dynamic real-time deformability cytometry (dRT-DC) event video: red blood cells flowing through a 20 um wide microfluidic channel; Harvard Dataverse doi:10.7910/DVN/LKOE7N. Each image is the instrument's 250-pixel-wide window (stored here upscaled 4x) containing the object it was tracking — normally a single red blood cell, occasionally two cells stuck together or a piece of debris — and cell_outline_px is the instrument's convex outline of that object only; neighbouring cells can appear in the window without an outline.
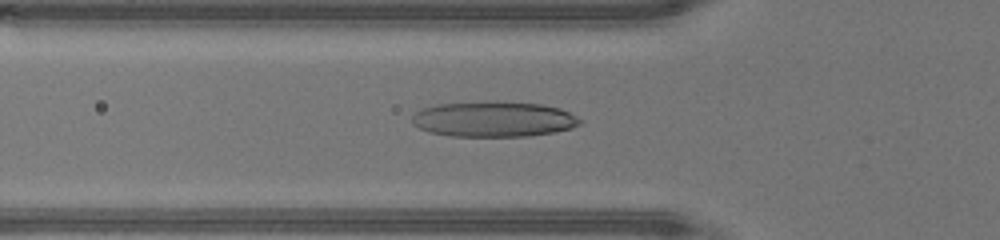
{"species": "human", "species_latin": "Homo sapiens", "temperature_condition": "warm", "stored_images_in_passage": 37, "camera_frame_rate_fps": 3000, "um_per_image_px": 0.085, "donor": {"sex": "male"}, "frame": {"image": 1, "passage_image": 7, "time_ms": 2.0, "image_size_px": [1000, 240], "cell_outline_px": [[584, 120], [580, 124], [572, 128], [552, 132], [528, 136], [452, 136], [428, 132], [412, 124], [412, 116], [420, 108], [436, 104], [540, 104], [560, 108]], "centroid_in_image_um": [41.95, 10.17], "position_along_channel_um": 83.9, "area_um2": 33.58}}
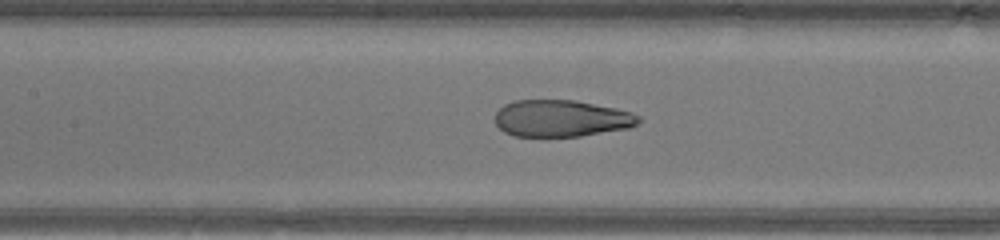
{"frame": {"image": 2, "passage_image": 12, "time_ms": 3.667, "image_size_px": [1000, 240], "cell_outline_px": [[640, 120], [632, 128], [580, 136], [516, 136], [504, 132], [496, 124], [496, 112], [504, 104], [516, 100], [576, 100], [616, 108], [632, 112], [640, 116]], "centroid_in_image_um": [47.75, 10.06], "position_along_channel_um": 159.7, "area_um2": 30.87}}
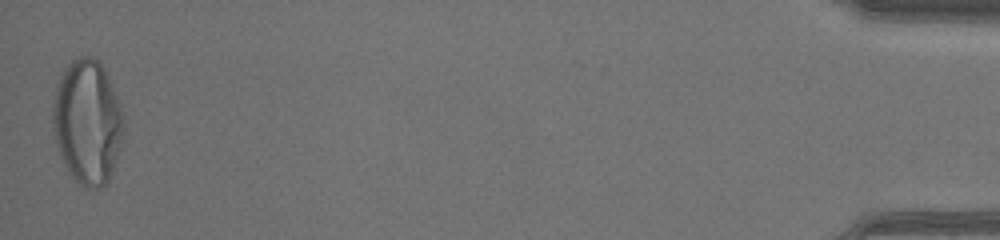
{"frame": {"image": 3, "passage_image": 37, "time_ms": 12.0, "image_size_px": [1000, 240], "cell_outline_px": [[124, 132], [108, 180], [100, 188], [84, 188], [72, 176], [64, 164], [60, 156], [56, 144], [52, 124], [52, 104], [56, 84], [64, 68], [72, 60], [80, 56], [92, 56], [104, 68], [108, 76], [120, 104], [124, 116]], "centroid_in_image_um": [7.41, 10.34], "position_along_channel_um": 427.8, "area_um2": 51.38}, "authors_computed_cell_mechanics": {"area_um2": 33.9286, "velocity_mm_per_s": 4.4856, "shape_relaxation_time_tau1_ms": 8.0486, "shape_relaxation_time_tau2_ms": null, "deformation_change_tau1": 0.3805, "deformation_change_tau2": null}}